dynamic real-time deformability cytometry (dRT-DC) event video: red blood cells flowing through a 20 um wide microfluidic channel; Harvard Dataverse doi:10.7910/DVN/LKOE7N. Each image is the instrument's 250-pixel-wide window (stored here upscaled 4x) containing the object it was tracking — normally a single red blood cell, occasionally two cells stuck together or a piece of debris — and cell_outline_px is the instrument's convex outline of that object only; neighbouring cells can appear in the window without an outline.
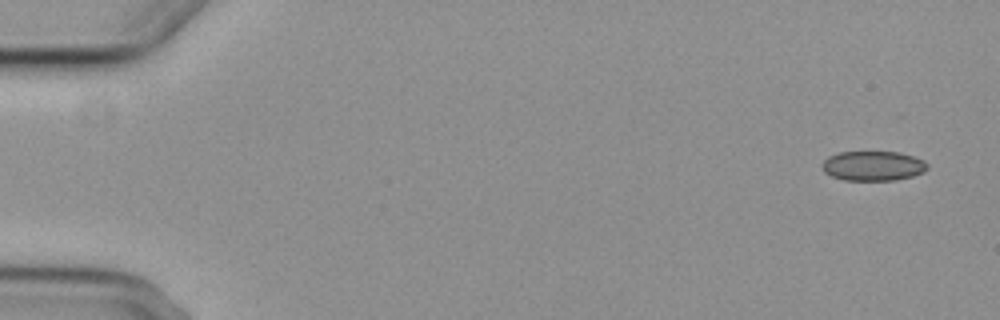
{"species": "common noctule bat (a hibernating species)", "species_latin": "Nyctalus noctula", "temperature_condition": "cold", "stored_images_in_passage": 2, "camera_frame_rate_fps": 3000, "um_per_image_px": 0.085, "animal": {"sex": "female", "body_mass_g": 29.2, "forearm_length_mm": 56.3}, "frame": {"image": 1, "passage_image": 1, "time_ms": 0.0, "image_size_px": [1000, 320], "cell_outline_px": [[928, 168], [924, 172], [912, 176], [896, 180], [844, 180], [832, 176], [824, 172], [820, 164], [828, 156], [840, 152], [900, 152], [924, 160], [928, 164]], "centroid_in_image_um": [74.2, 14.1], "position_along_channel_um": 10.8, "area_um2": 18.32}}